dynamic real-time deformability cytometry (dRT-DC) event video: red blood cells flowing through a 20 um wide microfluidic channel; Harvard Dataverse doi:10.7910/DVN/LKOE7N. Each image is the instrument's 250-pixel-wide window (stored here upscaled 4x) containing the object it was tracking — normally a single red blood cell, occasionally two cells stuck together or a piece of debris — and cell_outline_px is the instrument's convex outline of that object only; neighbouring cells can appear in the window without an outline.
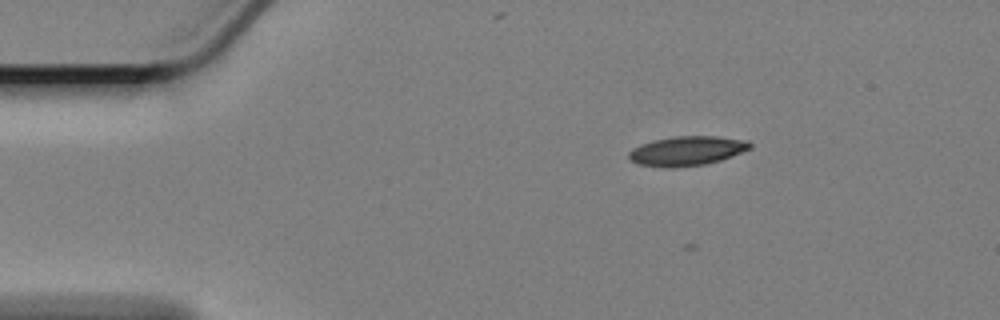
{"species": "Egyptian fruit bat (a non-hibernating species)", "species_latin": "Rousettus aegyptiacus", "temperature_condition": "cold", "stored_images_in_passage": 52, "camera_frame_rate_fps": 3000, "um_per_image_px": 0.085, "animal": {"sex": "female"}, "frame": {"image": 1, "passage_image": 3, "time_ms": 0.667, "image_size_px": [1000, 320], "cell_outline_px": [[752, 148], [720, 160], [704, 164], [640, 164], [632, 160], [628, 156], [628, 152], [632, 148], [640, 144], [652, 140], [676, 136], [716, 136], [748, 140], [752, 144]], "centroid_in_image_um": [58.45, 12.75], "position_along_channel_um": 26.5, "area_um2": 19.77}}
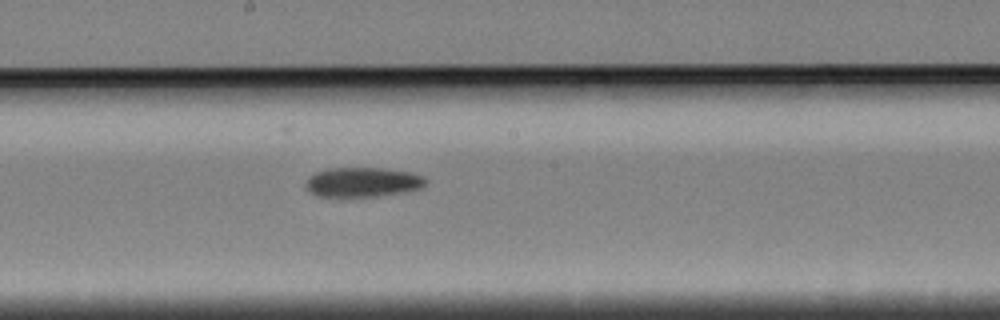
{"frame": {"image": 2, "passage_image": 25, "time_ms": 8.0, "image_size_px": [1000, 320], "cell_outline_px": [[428, 180], [420, 188], [376, 196], [316, 196], [308, 192], [304, 188], [304, 184], [308, 176], [316, 172], [328, 168], [380, 168], [408, 172], [424, 176]], "centroid_in_image_um": [30.73, 15.47], "position_along_channel_um": 217.5, "area_um2": 20.58}}
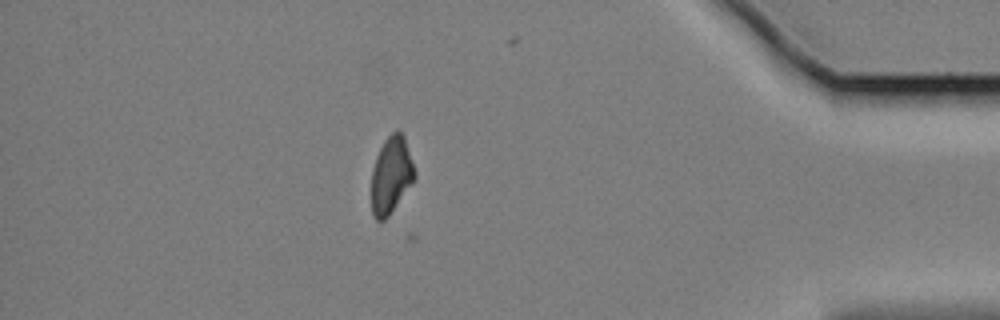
{"frame": {"image": 3, "passage_image": 45, "time_ms": 14.667, "image_size_px": [1000, 320], "cell_outline_px": [[416, 176], [412, 184], [388, 216], [384, 220], [376, 220], [372, 216], [372, 172], [376, 156], [384, 140], [392, 132], [400, 132], [404, 136], [416, 172]], "centroid_in_image_um": [33.25, 14.9], "position_along_channel_um": 401.9, "area_um2": 19.19}, "authors_computed_cell_mechanics": {"area_um2": 20.4612, "velocity_mm_per_s": 3.3759, "shape_relaxation_time_tau1_ms": 10.9514, "shape_relaxation_time_tau2_ms": null, "deformation_change_tau1": 0.1997, "deformation_change_tau2": null}}